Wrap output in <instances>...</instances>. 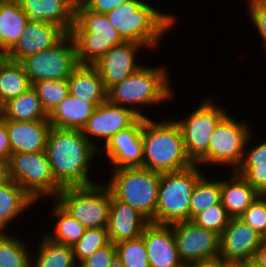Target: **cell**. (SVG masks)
Returning a JSON list of instances; mask_svg holds the SVG:
<instances>
[{"mask_svg":"<svg viewBox=\"0 0 266 267\" xmlns=\"http://www.w3.org/2000/svg\"><path fill=\"white\" fill-rule=\"evenodd\" d=\"M45 151L53 176L62 188L98 183L92 180L94 176L90 168L96 156L99 157V150L84 136L82 130L51 127Z\"/></svg>","mask_w":266,"mask_h":267,"instance_id":"6da1fadb","label":"cell"},{"mask_svg":"<svg viewBox=\"0 0 266 267\" xmlns=\"http://www.w3.org/2000/svg\"><path fill=\"white\" fill-rule=\"evenodd\" d=\"M147 1L130 0L107 12L106 16L123 41L157 50L162 37L177 27L178 17L173 12L160 11Z\"/></svg>","mask_w":266,"mask_h":267,"instance_id":"7a4b0ae2","label":"cell"},{"mask_svg":"<svg viewBox=\"0 0 266 267\" xmlns=\"http://www.w3.org/2000/svg\"><path fill=\"white\" fill-rule=\"evenodd\" d=\"M166 68L143 63L137 71L107 91V100L130 108L139 117L149 118L143 107L165 104L175 94Z\"/></svg>","mask_w":266,"mask_h":267,"instance_id":"3957f363","label":"cell"},{"mask_svg":"<svg viewBox=\"0 0 266 267\" xmlns=\"http://www.w3.org/2000/svg\"><path fill=\"white\" fill-rule=\"evenodd\" d=\"M152 119L143 117V167L158 173L190 167L179 125L173 119Z\"/></svg>","mask_w":266,"mask_h":267,"instance_id":"277c9868","label":"cell"},{"mask_svg":"<svg viewBox=\"0 0 266 267\" xmlns=\"http://www.w3.org/2000/svg\"><path fill=\"white\" fill-rule=\"evenodd\" d=\"M109 180L103 183L111 195L128 203L149 222L155 223L161 173L144 167H125L108 171Z\"/></svg>","mask_w":266,"mask_h":267,"instance_id":"5b68a950","label":"cell"},{"mask_svg":"<svg viewBox=\"0 0 266 267\" xmlns=\"http://www.w3.org/2000/svg\"><path fill=\"white\" fill-rule=\"evenodd\" d=\"M75 43L79 65H94L122 38L109 22L106 14L75 7L74 25L69 33Z\"/></svg>","mask_w":266,"mask_h":267,"instance_id":"8992f818","label":"cell"},{"mask_svg":"<svg viewBox=\"0 0 266 267\" xmlns=\"http://www.w3.org/2000/svg\"><path fill=\"white\" fill-rule=\"evenodd\" d=\"M198 164L173 172L161 173L155 223L171 225L189 221L192 190L205 174Z\"/></svg>","mask_w":266,"mask_h":267,"instance_id":"52a82bcc","label":"cell"},{"mask_svg":"<svg viewBox=\"0 0 266 267\" xmlns=\"http://www.w3.org/2000/svg\"><path fill=\"white\" fill-rule=\"evenodd\" d=\"M54 200L86 229L107 228L111 192L102 181L91 186L62 188Z\"/></svg>","mask_w":266,"mask_h":267,"instance_id":"ba28073f","label":"cell"},{"mask_svg":"<svg viewBox=\"0 0 266 267\" xmlns=\"http://www.w3.org/2000/svg\"><path fill=\"white\" fill-rule=\"evenodd\" d=\"M8 161L10 179L37 204L42 198L52 201L62 189L53 176L46 151L11 154Z\"/></svg>","mask_w":266,"mask_h":267,"instance_id":"9c48e42d","label":"cell"},{"mask_svg":"<svg viewBox=\"0 0 266 267\" xmlns=\"http://www.w3.org/2000/svg\"><path fill=\"white\" fill-rule=\"evenodd\" d=\"M248 121H238L232 114L227 113L216 125L211 135L207 153L196 163L231 167L236 171L241 164L246 142L252 133Z\"/></svg>","mask_w":266,"mask_h":267,"instance_id":"30bf717a","label":"cell"},{"mask_svg":"<svg viewBox=\"0 0 266 267\" xmlns=\"http://www.w3.org/2000/svg\"><path fill=\"white\" fill-rule=\"evenodd\" d=\"M216 102V98L209 94L183 118H175L182 133L186 155L193 164L207 153L216 125L229 112Z\"/></svg>","mask_w":266,"mask_h":267,"instance_id":"8fae6325","label":"cell"},{"mask_svg":"<svg viewBox=\"0 0 266 267\" xmlns=\"http://www.w3.org/2000/svg\"><path fill=\"white\" fill-rule=\"evenodd\" d=\"M20 63L31 85L41 80H67L79 66L76 46L69 33L54 47L27 56Z\"/></svg>","mask_w":266,"mask_h":267,"instance_id":"7c38bea8","label":"cell"},{"mask_svg":"<svg viewBox=\"0 0 266 267\" xmlns=\"http://www.w3.org/2000/svg\"><path fill=\"white\" fill-rule=\"evenodd\" d=\"M183 264L219 257L220 235L211 230L197 226L193 221H182L171 224Z\"/></svg>","mask_w":266,"mask_h":267,"instance_id":"4fadbf2b","label":"cell"},{"mask_svg":"<svg viewBox=\"0 0 266 267\" xmlns=\"http://www.w3.org/2000/svg\"><path fill=\"white\" fill-rule=\"evenodd\" d=\"M138 118L139 116L130 108L115 105L106 100L96 106L82 131L99 150L113 135L130 127ZM100 140L103 142L101 143Z\"/></svg>","mask_w":266,"mask_h":267,"instance_id":"5bb4252c","label":"cell"},{"mask_svg":"<svg viewBox=\"0 0 266 267\" xmlns=\"http://www.w3.org/2000/svg\"><path fill=\"white\" fill-rule=\"evenodd\" d=\"M143 117H139L130 127L113 135L109 141L99 149L110 165L109 170L125 167H143ZM105 153L106 155H104Z\"/></svg>","mask_w":266,"mask_h":267,"instance_id":"9a60e30c","label":"cell"},{"mask_svg":"<svg viewBox=\"0 0 266 267\" xmlns=\"http://www.w3.org/2000/svg\"><path fill=\"white\" fill-rule=\"evenodd\" d=\"M144 48L146 47L142 44L123 41L114 45L93 65L98 70L106 91L143 66L137 61V55Z\"/></svg>","mask_w":266,"mask_h":267,"instance_id":"2e32d148","label":"cell"},{"mask_svg":"<svg viewBox=\"0 0 266 267\" xmlns=\"http://www.w3.org/2000/svg\"><path fill=\"white\" fill-rule=\"evenodd\" d=\"M263 242L262 235L239 217L230 218L220 235L219 257L226 261L245 262L255 257Z\"/></svg>","mask_w":266,"mask_h":267,"instance_id":"e0dca14e","label":"cell"},{"mask_svg":"<svg viewBox=\"0 0 266 267\" xmlns=\"http://www.w3.org/2000/svg\"><path fill=\"white\" fill-rule=\"evenodd\" d=\"M68 33L60 26L51 23L28 21L24 33L15 46L7 53V59L20 62L27 56L54 47Z\"/></svg>","mask_w":266,"mask_h":267,"instance_id":"ac0fdd59","label":"cell"},{"mask_svg":"<svg viewBox=\"0 0 266 267\" xmlns=\"http://www.w3.org/2000/svg\"><path fill=\"white\" fill-rule=\"evenodd\" d=\"M141 236L148 253L149 267H180L183 264L171 225L149 222Z\"/></svg>","mask_w":266,"mask_h":267,"instance_id":"d6986e66","label":"cell"},{"mask_svg":"<svg viewBox=\"0 0 266 267\" xmlns=\"http://www.w3.org/2000/svg\"><path fill=\"white\" fill-rule=\"evenodd\" d=\"M149 221L128 203L111 195L107 232L109 241L116 244L141 236Z\"/></svg>","mask_w":266,"mask_h":267,"instance_id":"ffe728a7","label":"cell"},{"mask_svg":"<svg viewBox=\"0 0 266 267\" xmlns=\"http://www.w3.org/2000/svg\"><path fill=\"white\" fill-rule=\"evenodd\" d=\"M2 121L8 130L12 154L46 150L50 121Z\"/></svg>","mask_w":266,"mask_h":267,"instance_id":"44dd1931","label":"cell"},{"mask_svg":"<svg viewBox=\"0 0 266 267\" xmlns=\"http://www.w3.org/2000/svg\"><path fill=\"white\" fill-rule=\"evenodd\" d=\"M19 2L27 14L28 21L51 22L70 33L75 16L72 0H19Z\"/></svg>","mask_w":266,"mask_h":267,"instance_id":"7402d4cb","label":"cell"},{"mask_svg":"<svg viewBox=\"0 0 266 267\" xmlns=\"http://www.w3.org/2000/svg\"><path fill=\"white\" fill-rule=\"evenodd\" d=\"M229 176L221 179V203L231 218H238L260 194L235 171Z\"/></svg>","mask_w":266,"mask_h":267,"instance_id":"603a6c76","label":"cell"},{"mask_svg":"<svg viewBox=\"0 0 266 267\" xmlns=\"http://www.w3.org/2000/svg\"><path fill=\"white\" fill-rule=\"evenodd\" d=\"M69 94L95 106L107 100L102 78L93 65H79L67 79Z\"/></svg>","mask_w":266,"mask_h":267,"instance_id":"cb8c5ba5","label":"cell"},{"mask_svg":"<svg viewBox=\"0 0 266 267\" xmlns=\"http://www.w3.org/2000/svg\"><path fill=\"white\" fill-rule=\"evenodd\" d=\"M95 108L92 102L69 94L48 116V120L54 128L82 130Z\"/></svg>","mask_w":266,"mask_h":267,"instance_id":"d4e9b609","label":"cell"},{"mask_svg":"<svg viewBox=\"0 0 266 267\" xmlns=\"http://www.w3.org/2000/svg\"><path fill=\"white\" fill-rule=\"evenodd\" d=\"M253 134L246 142L241 164L235 172L262 195L266 191V140L252 146Z\"/></svg>","mask_w":266,"mask_h":267,"instance_id":"484cf974","label":"cell"},{"mask_svg":"<svg viewBox=\"0 0 266 267\" xmlns=\"http://www.w3.org/2000/svg\"><path fill=\"white\" fill-rule=\"evenodd\" d=\"M35 204L37 203L15 181L11 180L1 186L0 232H8L7 228L13 225L12 222L15 223L21 214L27 213L26 211L34 208Z\"/></svg>","mask_w":266,"mask_h":267,"instance_id":"4316f807","label":"cell"},{"mask_svg":"<svg viewBox=\"0 0 266 267\" xmlns=\"http://www.w3.org/2000/svg\"><path fill=\"white\" fill-rule=\"evenodd\" d=\"M0 119L21 122L49 121L33 87L4 103L0 111Z\"/></svg>","mask_w":266,"mask_h":267,"instance_id":"83f0119b","label":"cell"},{"mask_svg":"<svg viewBox=\"0 0 266 267\" xmlns=\"http://www.w3.org/2000/svg\"><path fill=\"white\" fill-rule=\"evenodd\" d=\"M27 23V14L19 1L0 0V44L6 53L18 42Z\"/></svg>","mask_w":266,"mask_h":267,"instance_id":"f1b7e54d","label":"cell"},{"mask_svg":"<svg viewBox=\"0 0 266 267\" xmlns=\"http://www.w3.org/2000/svg\"><path fill=\"white\" fill-rule=\"evenodd\" d=\"M38 238L37 252L31 253V267H78L72 247L56 243L43 233Z\"/></svg>","mask_w":266,"mask_h":267,"instance_id":"f546056e","label":"cell"},{"mask_svg":"<svg viewBox=\"0 0 266 267\" xmlns=\"http://www.w3.org/2000/svg\"><path fill=\"white\" fill-rule=\"evenodd\" d=\"M32 87L20 62L5 59L0 62V111L8 100Z\"/></svg>","mask_w":266,"mask_h":267,"instance_id":"4dcf8cb0","label":"cell"},{"mask_svg":"<svg viewBox=\"0 0 266 267\" xmlns=\"http://www.w3.org/2000/svg\"><path fill=\"white\" fill-rule=\"evenodd\" d=\"M51 204L53 210L51 209L49 214H51V219L53 216L56 220L55 228L54 231H46V233L44 231L43 234L56 243L70 247L74 246L84 235L86 228L67 213L54 199Z\"/></svg>","mask_w":266,"mask_h":267,"instance_id":"1f68e13d","label":"cell"},{"mask_svg":"<svg viewBox=\"0 0 266 267\" xmlns=\"http://www.w3.org/2000/svg\"><path fill=\"white\" fill-rule=\"evenodd\" d=\"M0 232V267H31V253L25 238Z\"/></svg>","mask_w":266,"mask_h":267,"instance_id":"d6a6232c","label":"cell"},{"mask_svg":"<svg viewBox=\"0 0 266 267\" xmlns=\"http://www.w3.org/2000/svg\"><path fill=\"white\" fill-rule=\"evenodd\" d=\"M217 179L206 173L197 181L190 198L189 220L210 206L221 203V178Z\"/></svg>","mask_w":266,"mask_h":267,"instance_id":"836d02e7","label":"cell"},{"mask_svg":"<svg viewBox=\"0 0 266 267\" xmlns=\"http://www.w3.org/2000/svg\"><path fill=\"white\" fill-rule=\"evenodd\" d=\"M32 87L36 90L48 116L69 95V85L66 79L41 80L34 83Z\"/></svg>","mask_w":266,"mask_h":267,"instance_id":"e575fe53","label":"cell"},{"mask_svg":"<svg viewBox=\"0 0 266 267\" xmlns=\"http://www.w3.org/2000/svg\"><path fill=\"white\" fill-rule=\"evenodd\" d=\"M115 245L117 257L125 267H149L148 253L142 236L123 240Z\"/></svg>","mask_w":266,"mask_h":267,"instance_id":"d590c367","label":"cell"},{"mask_svg":"<svg viewBox=\"0 0 266 267\" xmlns=\"http://www.w3.org/2000/svg\"><path fill=\"white\" fill-rule=\"evenodd\" d=\"M107 228L86 229L84 235L72 246L77 264L89 257L95 250L109 243Z\"/></svg>","mask_w":266,"mask_h":267,"instance_id":"8d00e7d4","label":"cell"},{"mask_svg":"<svg viewBox=\"0 0 266 267\" xmlns=\"http://www.w3.org/2000/svg\"><path fill=\"white\" fill-rule=\"evenodd\" d=\"M230 216L222 203L214 204L205 211L197 214L191 221L197 226L211 230L221 235L229 223Z\"/></svg>","mask_w":266,"mask_h":267,"instance_id":"74e56055","label":"cell"},{"mask_svg":"<svg viewBox=\"0 0 266 267\" xmlns=\"http://www.w3.org/2000/svg\"><path fill=\"white\" fill-rule=\"evenodd\" d=\"M239 218L262 235L266 229V199L259 195Z\"/></svg>","mask_w":266,"mask_h":267,"instance_id":"f35d334b","label":"cell"},{"mask_svg":"<svg viewBox=\"0 0 266 267\" xmlns=\"http://www.w3.org/2000/svg\"><path fill=\"white\" fill-rule=\"evenodd\" d=\"M117 256L116 245L111 241L95 250L89 257L78 264V267H109Z\"/></svg>","mask_w":266,"mask_h":267,"instance_id":"ab89813d","label":"cell"},{"mask_svg":"<svg viewBox=\"0 0 266 267\" xmlns=\"http://www.w3.org/2000/svg\"><path fill=\"white\" fill-rule=\"evenodd\" d=\"M247 3L249 20L255 26L259 37L262 39L261 41L266 45V0H249Z\"/></svg>","mask_w":266,"mask_h":267,"instance_id":"60d3db41","label":"cell"},{"mask_svg":"<svg viewBox=\"0 0 266 267\" xmlns=\"http://www.w3.org/2000/svg\"><path fill=\"white\" fill-rule=\"evenodd\" d=\"M128 1L130 0H88L84 5L94 12L106 14Z\"/></svg>","mask_w":266,"mask_h":267,"instance_id":"b9f144b4","label":"cell"},{"mask_svg":"<svg viewBox=\"0 0 266 267\" xmlns=\"http://www.w3.org/2000/svg\"><path fill=\"white\" fill-rule=\"evenodd\" d=\"M12 154L6 124L0 119V158L9 160Z\"/></svg>","mask_w":266,"mask_h":267,"instance_id":"7bdbcfd3","label":"cell"},{"mask_svg":"<svg viewBox=\"0 0 266 267\" xmlns=\"http://www.w3.org/2000/svg\"><path fill=\"white\" fill-rule=\"evenodd\" d=\"M192 267H225V260L222 257L207 259L191 264Z\"/></svg>","mask_w":266,"mask_h":267,"instance_id":"ee69618b","label":"cell"},{"mask_svg":"<svg viewBox=\"0 0 266 267\" xmlns=\"http://www.w3.org/2000/svg\"><path fill=\"white\" fill-rule=\"evenodd\" d=\"M10 181L9 161L0 158V187Z\"/></svg>","mask_w":266,"mask_h":267,"instance_id":"f6af8a7d","label":"cell"},{"mask_svg":"<svg viewBox=\"0 0 266 267\" xmlns=\"http://www.w3.org/2000/svg\"><path fill=\"white\" fill-rule=\"evenodd\" d=\"M254 259L266 267V242H262L256 251Z\"/></svg>","mask_w":266,"mask_h":267,"instance_id":"bcb514c9","label":"cell"},{"mask_svg":"<svg viewBox=\"0 0 266 267\" xmlns=\"http://www.w3.org/2000/svg\"><path fill=\"white\" fill-rule=\"evenodd\" d=\"M225 267H246L245 262H237V261H226Z\"/></svg>","mask_w":266,"mask_h":267,"instance_id":"7dc6e473","label":"cell"},{"mask_svg":"<svg viewBox=\"0 0 266 267\" xmlns=\"http://www.w3.org/2000/svg\"><path fill=\"white\" fill-rule=\"evenodd\" d=\"M245 264H246V267H264L258 261H256L254 258L249 259L248 261H245Z\"/></svg>","mask_w":266,"mask_h":267,"instance_id":"c3c4849f","label":"cell"},{"mask_svg":"<svg viewBox=\"0 0 266 267\" xmlns=\"http://www.w3.org/2000/svg\"><path fill=\"white\" fill-rule=\"evenodd\" d=\"M109 267H125L119 257H115Z\"/></svg>","mask_w":266,"mask_h":267,"instance_id":"681fc988","label":"cell"},{"mask_svg":"<svg viewBox=\"0 0 266 267\" xmlns=\"http://www.w3.org/2000/svg\"><path fill=\"white\" fill-rule=\"evenodd\" d=\"M7 59V53L0 44V62Z\"/></svg>","mask_w":266,"mask_h":267,"instance_id":"f907efd6","label":"cell"},{"mask_svg":"<svg viewBox=\"0 0 266 267\" xmlns=\"http://www.w3.org/2000/svg\"><path fill=\"white\" fill-rule=\"evenodd\" d=\"M88 0H72L74 6L84 5Z\"/></svg>","mask_w":266,"mask_h":267,"instance_id":"816d5d0a","label":"cell"},{"mask_svg":"<svg viewBox=\"0 0 266 267\" xmlns=\"http://www.w3.org/2000/svg\"><path fill=\"white\" fill-rule=\"evenodd\" d=\"M262 240L263 242H266V229H265V232L262 234Z\"/></svg>","mask_w":266,"mask_h":267,"instance_id":"f5cc1de1","label":"cell"},{"mask_svg":"<svg viewBox=\"0 0 266 267\" xmlns=\"http://www.w3.org/2000/svg\"><path fill=\"white\" fill-rule=\"evenodd\" d=\"M180 267H192L191 264H182Z\"/></svg>","mask_w":266,"mask_h":267,"instance_id":"db71d44e","label":"cell"},{"mask_svg":"<svg viewBox=\"0 0 266 267\" xmlns=\"http://www.w3.org/2000/svg\"><path fill=\"white\" fill-rule=\"evenodd\" d=\"M262 196L266 199V191L262 194Z\"/></svg>","mask_w":266,"mask_h":267,"instance_id":"11a10c76","label":"cell"}]
</instances>
